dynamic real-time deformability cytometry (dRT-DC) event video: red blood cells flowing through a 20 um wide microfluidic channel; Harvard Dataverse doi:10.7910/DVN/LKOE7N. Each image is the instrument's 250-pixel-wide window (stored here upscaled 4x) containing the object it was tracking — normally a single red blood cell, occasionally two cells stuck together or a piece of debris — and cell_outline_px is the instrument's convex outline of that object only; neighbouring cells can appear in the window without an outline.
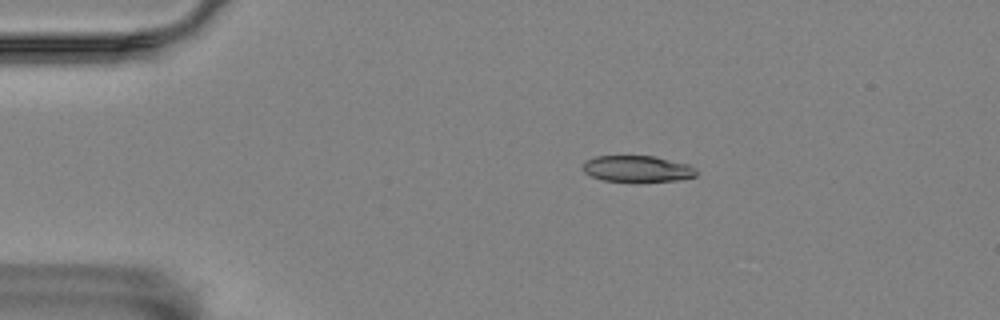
{"species": "Egyptian fruit bat (a non-hibernating species)", "species_latin": "Rousettus aegyptiacus", "temperature_condition": "room temperature", "stored_images_in_passage": 8, "camera_frame_rate_fps": 3000, "um_per_image_px": 0.085, "animal": {"sex": "female"}, "frame": {"image": 1, "passage_image": 1, "time_ms": 0.0, "image_size_px": [1000, 320], "cell_outline_px": [[696, 176], [676, 180], [636, 184], [604, 180], [592, 176], [584, 172], [584, 160], [596, 156], [652, 156], [688, 164], [696, 168]], "centroid_in_image_um": [54.17, 14.38], "position_along_channel_um": 30.8, "area_um2": 17.86}}